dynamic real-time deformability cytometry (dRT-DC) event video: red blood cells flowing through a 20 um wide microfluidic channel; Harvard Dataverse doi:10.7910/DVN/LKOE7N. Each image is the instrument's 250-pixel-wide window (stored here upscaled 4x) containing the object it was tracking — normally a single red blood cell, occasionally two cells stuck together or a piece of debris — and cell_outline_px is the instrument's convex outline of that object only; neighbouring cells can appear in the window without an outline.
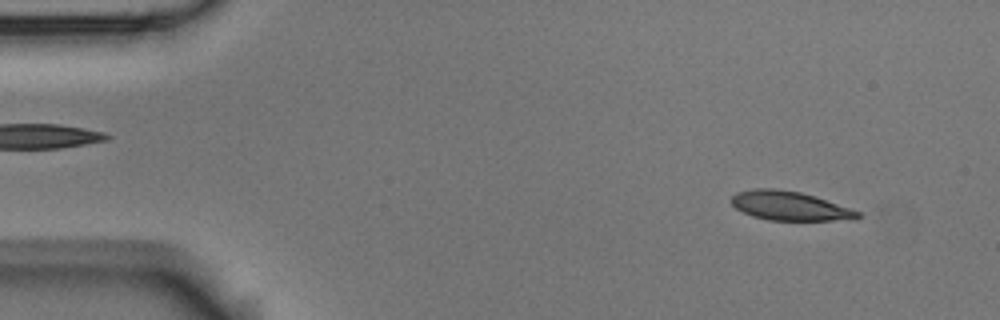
{"species": "Egyptian fruit bat (a non-hibernating species)", "species_latin": "Rousettus aegyptiacus", "temperature_condition": "room temperature", "stored_images_in_passage": 4, "segment_of_instrument_passage": [1, 2], "camera_frame_rate_fps": 3000, "um_per_image_px": 0.085, "animal": {"sex": "male"}, "frame": {"image": 1, "passage_image": 1, "time_ms": 0.0, "image_size_px": [1000, 320], "cell_outline_px": [[860, 216], [856, 220], [768, 220], [752, 216], [736, 208], [728, 200], [736, 192], [752, 188], [776, 188], [800, 192], [816, 196], [860, 212]], "centroid_in_image_um": [67.09, 17.49], "position_along_channel_um": 17.9, "area_um2": 21.56}}